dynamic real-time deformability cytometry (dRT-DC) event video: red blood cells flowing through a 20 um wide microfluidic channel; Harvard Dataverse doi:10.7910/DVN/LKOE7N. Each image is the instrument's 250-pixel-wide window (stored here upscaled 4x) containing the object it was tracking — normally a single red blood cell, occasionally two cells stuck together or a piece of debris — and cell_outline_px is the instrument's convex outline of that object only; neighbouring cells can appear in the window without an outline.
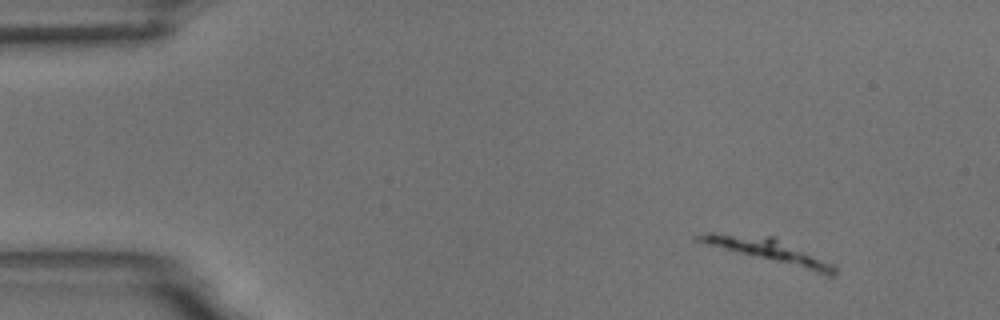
{"species": "common noctule bat (a hibernating species)", "species_latin": "Nyctalus noctula", "temperature_condition": "room temperature", "stored_images_in_passage": 57, "camera_frame_rate_fps": 3000, "um_per_image_px": 0.085, "animal": {"sex": "male", "body_mass_g": 18.8}, "frame": {"image": 1, "passage_image": 6, "time_ms": 1.667, "image_size_px": [1000, 320], "cell_outline_px": [[836, 272], [832, 276], [824, 276], [708, 244], [696, 240], [692, 236], [708, 232], [712, 232], [776, 236], [836, 264]], "centroid_in_image_um": [65.49, 21.33], "position_along_channel_um": 19.5, "area_um2": 19.31}}
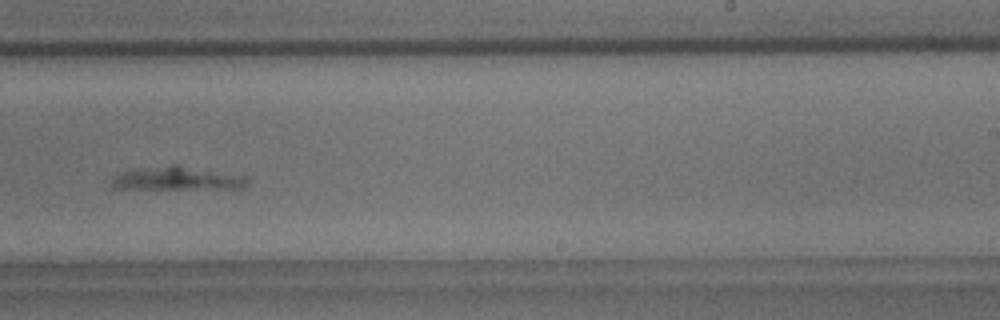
{"frame": {"image": 2, "passage_image": 35, "time_ms": 11.333, "image_size_px": [1000, 320], "cell_outline_px": [[248, 184], [244, 188], [112, 188], [112, 176], [116, 172], [136, 168], [172, 164], [180, 164], [248, 176]], "centroid_in_image_um": [15.06, 15.13], "position_along_channel_um": 273.9, "area_um2": 18.9}}
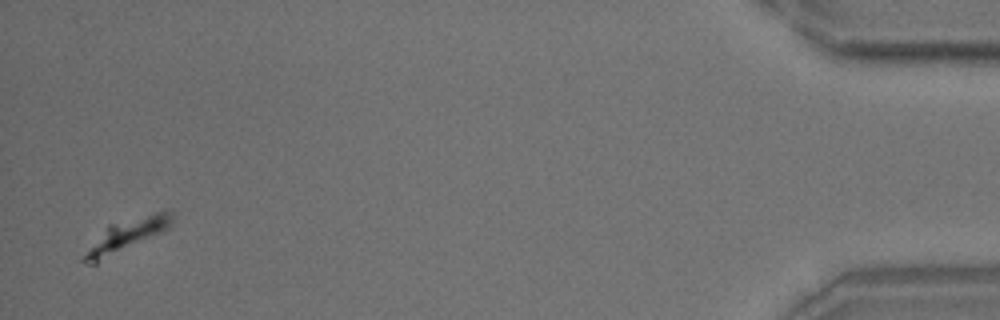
{"frame": {"image": 3, "passage_image": 56, "time_ms": 18.333, "image_size_px": [1000, 320], "cell_outline_px": [[172, 224], [168, 228], [96, 264], [88, 264], [80, 260], [108, 224], [164, 208], [172, 208]], "centroid_in_image_um": [10.83, 19.93], "position_along_channel_um": 424.4, "area_um2": 16.53}}